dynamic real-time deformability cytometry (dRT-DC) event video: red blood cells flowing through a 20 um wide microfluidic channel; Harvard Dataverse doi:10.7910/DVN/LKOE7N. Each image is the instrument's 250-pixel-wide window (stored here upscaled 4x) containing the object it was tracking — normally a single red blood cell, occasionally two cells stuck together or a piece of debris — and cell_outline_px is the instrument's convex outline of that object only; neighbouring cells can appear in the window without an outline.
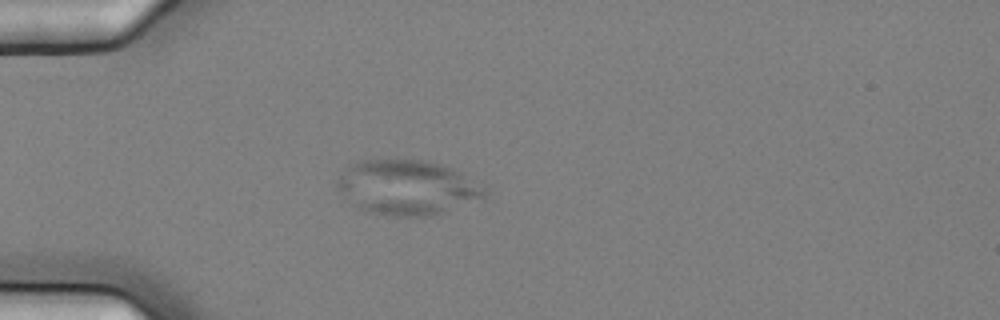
{"species": "common noctule bat (a hibernating species)", "species_latin": "Nyctalus noctula", "temperature_condition": "cold", "stored_images_in_passage": 2, "camera_frame_rate_fps": 3000, "um_per_image_px": 0.085, "animal": {"sex": "female", "body_mass_g": 25.1}, "frame": {"image": 1, "passage_image": 2, "time_ms": 0.333, "image_size_px": [1000, 320], "cell_outline_px": [[488, 192], [484, 196], [432, 216], [392, 216], [368, 212], [352, 204], [336, 184], [336, 176], [348, 168], [364, 160], [424, 160], [444, 164], [460, 172], [488, 188]], "centroid_in_image_um": [34.62, 15.93], "position_along_channel_um": 50.4, "area_um2": 46.53}}